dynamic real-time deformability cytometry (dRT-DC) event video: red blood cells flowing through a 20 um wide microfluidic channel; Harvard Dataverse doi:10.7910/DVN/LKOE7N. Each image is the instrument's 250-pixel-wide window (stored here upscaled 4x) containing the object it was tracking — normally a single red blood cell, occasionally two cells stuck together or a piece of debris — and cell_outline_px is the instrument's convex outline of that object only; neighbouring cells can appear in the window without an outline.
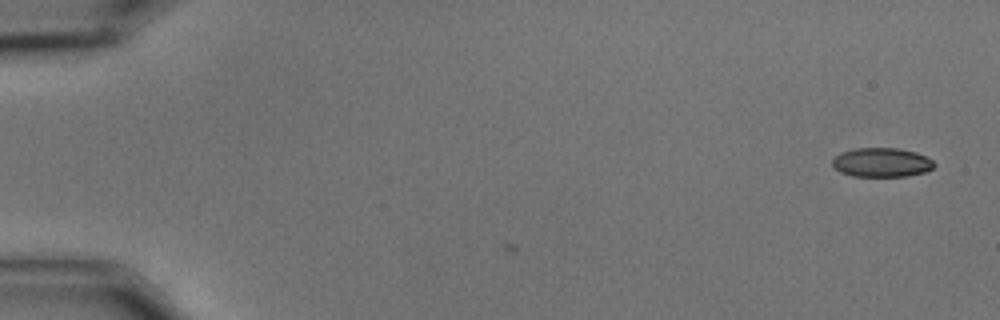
{"species": "common noctule bat (a hibernating species)", "species_latin": "Nyctalus noctula", "temperature_condition": "cold", "stored_images_in_passage": 7, "camera_frame_rate_fps": 3000, "um_per_image_px": 0.085, "animal": {"sex": "male", "body_mass_g": 15.6}, "frame": {"image": 1, "passage_image": 7, "time_ms": 2.0, "image_size_px": [1000, 320], "cell_outline_px": [[936, 164], [932, 168], [924, 172], [904, 176], [852, 176], [840, 172], [832, 164], [832, 160], [840, 152], [856, 148], [896, 148], [916, 152], [932, 160]], "centroid_in_image_um": [74.92, 13.8], "position_along_channel_um": 10.1, "area_um2": 17.17}}